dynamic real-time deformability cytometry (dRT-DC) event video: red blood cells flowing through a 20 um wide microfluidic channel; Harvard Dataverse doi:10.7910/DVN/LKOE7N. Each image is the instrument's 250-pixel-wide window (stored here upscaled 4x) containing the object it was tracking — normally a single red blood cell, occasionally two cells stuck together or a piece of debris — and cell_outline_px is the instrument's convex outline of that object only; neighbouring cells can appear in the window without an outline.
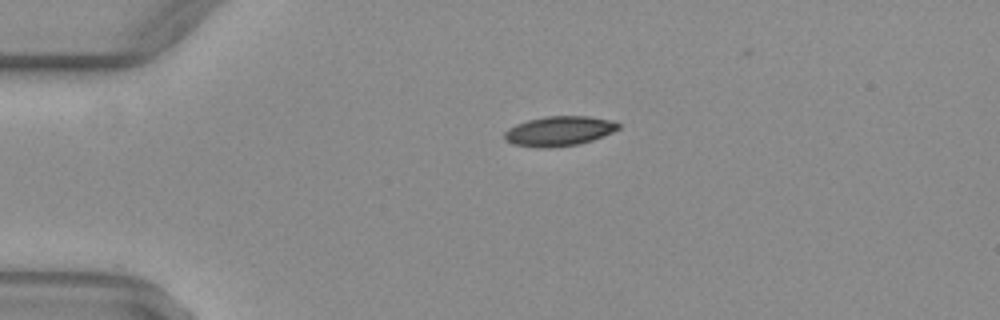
{"species": "common noctule bat (a hibernating species)", "species_latin": "Nyctalus noctula", "temperature_condition": "warm", "stored_images_in_passage": 35, "camera_frame_rate_fps": 3000, "um_per_image_px": 0.085, "animal": {"sex": "female", "body_mass_g": 29.2, "forearm_length_mm": 56.3}, "frame": {"image": 1, "passage_image": 1, "time_ms": 0.0, "image_size_px": [1000, 320], "cell_outline_px": [[620, 128], [612, 132], [592, 140], [580, 144], [548, 148], [540, 148], [512, 144], [504, 140], [504, 132], [508, 128], [516, 124], [528, 120], [544, 116], [588, 116], [616, 120], [620, 124]], "centroid_in_image_um": [47.53, 11.14], "position_along_channel_um": 37.5, "area_um2": 20.0}}
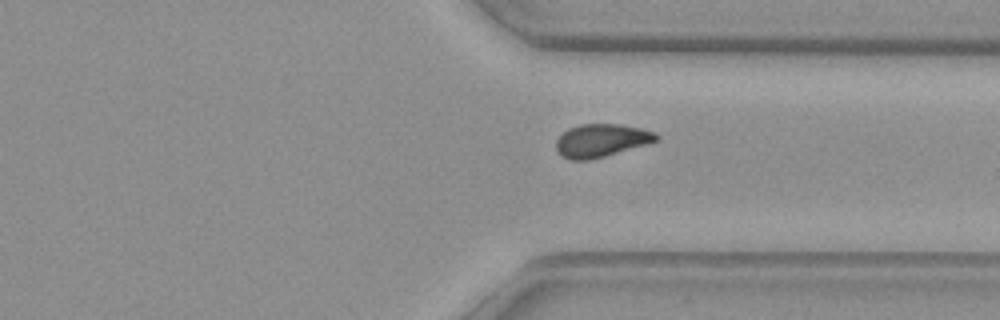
{"frame": {"image": 2, "passage_image": 28, "time_ms": 9.0, "image_size_px": [1000, 320], "cell_outline_px": [[660, 136], [656, 140], [648, 144], [604, 156], [588, 160], [572, 160], [560, 156], [556, 148], [556, 140], [568, 128], [580, 124], [620, 124], [640, 128], [656, 132]], "centroid_in_image_um": [51.1, 11.94], "position_along_channel_um": 360.3, "area_um2": 19.25}}
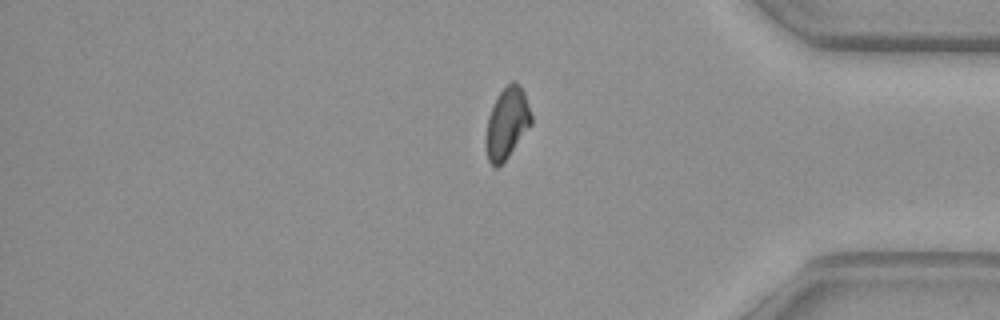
{"frame": {"image": 3, "passage_image": 32, "time_ms": 10.333, "image_size_px": [1000, 320], "cell_outline_px": [[532, 124], [508, 156], [496, 168], [488, 160], [488, 116], [500, 92], [512, 80], [516, 80], [524, 92], [532, 116]], "centroid_in_image_um": [43.15, 10.42], "position_along_channel_um": 392.1, "area_um2": 18.03}, "authors_computed_cell_mechanics": {"area_um2": 19.8254, "velocity_mm_per_s": 4.0525, "shape_relaxation_time_tau1_ms": null, "shape_relaxation_time_tau2_ms": 4.3831, "deformation_change_tau1": null, "deformation_change_tau2": 0.0862}}